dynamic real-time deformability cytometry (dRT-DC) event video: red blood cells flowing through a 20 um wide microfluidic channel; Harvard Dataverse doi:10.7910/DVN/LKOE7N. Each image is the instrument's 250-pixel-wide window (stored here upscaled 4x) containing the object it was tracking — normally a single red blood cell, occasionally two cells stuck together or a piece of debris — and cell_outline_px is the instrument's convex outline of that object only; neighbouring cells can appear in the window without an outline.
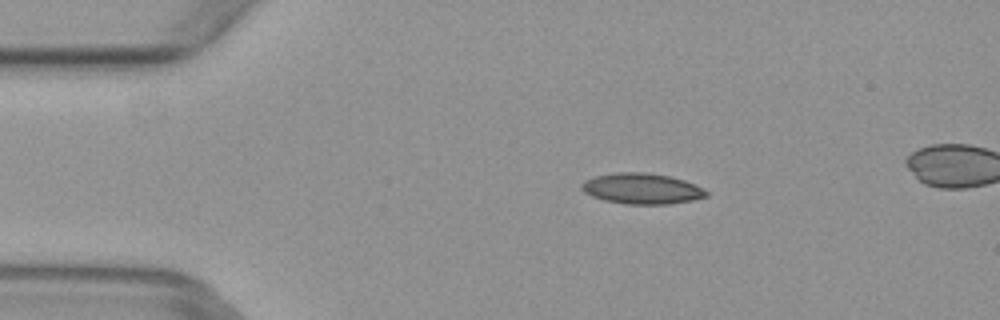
{"species": "common noctule bat (a hibernating species)", "species_latin": "Nyctalus noctula", "temperature_condition": "warm", "stored_images_in_passage": 5, "camera_frame_rate_fps": 3000, "um_per_image_px": 0.085, "animal": {"sex": "female", "body_mass_g": 29.2, "forearm_length_mm": 56.3}, "frame": {"image": 1, "passage_image": 2, "time_ms": 0.333, "image_size_px": [1000, 320], "cell_outline_px": [[708, 196], [692, 200], [668, 204], [628, 204], [604, 200], [592, 196], [584, 192], [580, 188], [580, 184], [584, 180], [596, 176], [616, 172], [644, 172], [668, 176], [684, 180], [696, 184], [704, 188], [708, 192]], "centroid_in_image_um": [54.56, 16.03], "position_along_channel_um": 30.4, "area_um2": 22.37}}
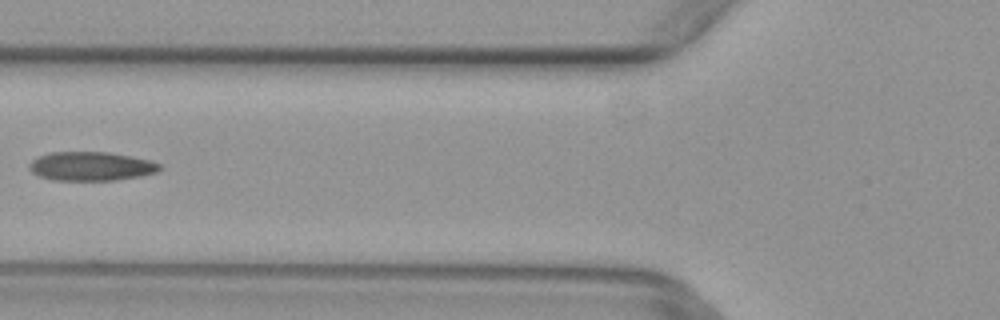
{"frame": {"image": 2, "passage_image": 5, "time_ms": 1.333, "image_size_px": [1000, 320], "cell_outline_px": [[160, 168], [156, 172], [140, 176], [116, 180], [52, 180], [40, 176], [32, 172], [28, 168], [28, 164], [32, 160], [40, 156], [52, 152], [108, 152], [148, 160], [160, 164]], "centroid_in_image_um": [7.7, 14.13], "position_along_channel_um": 118.1, "area_um2": 21.73}}